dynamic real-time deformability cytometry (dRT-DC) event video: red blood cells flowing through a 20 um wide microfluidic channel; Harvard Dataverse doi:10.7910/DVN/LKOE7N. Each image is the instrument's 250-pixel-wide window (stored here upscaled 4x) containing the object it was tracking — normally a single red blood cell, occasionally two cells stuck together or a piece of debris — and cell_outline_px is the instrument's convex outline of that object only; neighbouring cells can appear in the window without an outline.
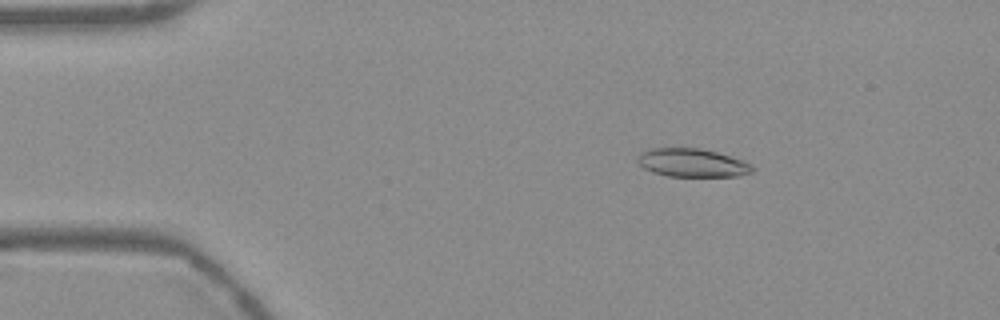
{"species": "Egyptian fruit bat (a non-hibernating species)", "species_latin": "Rousettus aegyptiacus", "temperature_condition": "warm", "stored_images_in_passage": 54, "camera_frame_rate_fps": 3000, "um_per_image_px": 0.085, "frame": {"image": 1, "passage_image": 9, "time_ms": 2.667, "image_size_px": [1000, 320], "cell_outline_px": [[756, 168], [752, 172], [740, 176], [668, 176], [652, 172], [644, 168], [636, 160], [636, 156], [640, 152], [652, 148], [700, 148], [716, 152], [752, 164]], "centroid_in_image_um": [58.82, 13.84], "position_along_channel_um": 26.2, "area_um2": 18.96}}
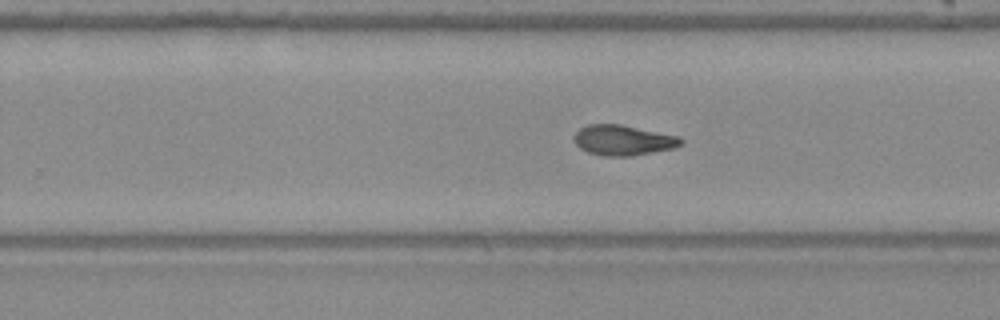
{"frame": {"image": 2, "passage_image": 34, "time_ms": 11.0, "image_size_px": [1000, 320], "cell_outline_px": [[684, 140], [680, 144], [672, 148], [632, 156], [604, 156], [588, 152], [580, 148], [576, 144], [572, 136], [580, 128], [588, 124], [620, 124], [680, 136]], "centroid_in_image_um": [52.94, 11.91], "position_along_channel_um": 276.9, "area_um2": 18.84}}
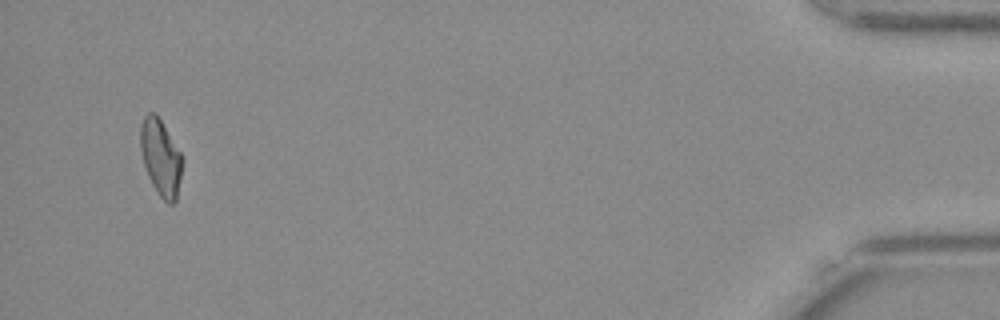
{"frame": {"image": 3, "passage_image": 52, "time_ms": 17.0, "image_size_px": [1000, 320], "cell_outline_px": [[184, 160], [176, 200], [172, 204], [168, 204], [160, 196], [152, 184], [148, 176], [144, 164], [140, 148], [140, 124], [144, 116], [148, 112], [156, 112], [180, 152]], "centroid_in_image_um": [13.66, 13.37], "position_along_channel_um": 421.5, "area_um2": 18.67}, "authors_computed_cell_mechanics": {"area_um2": 18.9873, "velocity_mm_per_s": 3.7691, "shape_relaxation_time_tau1_ms": null, "shape_relaxation_time_tau2_ms": 4.959, "deformation_change_tau1": null, "deformation_change_tau2": 0.123}}